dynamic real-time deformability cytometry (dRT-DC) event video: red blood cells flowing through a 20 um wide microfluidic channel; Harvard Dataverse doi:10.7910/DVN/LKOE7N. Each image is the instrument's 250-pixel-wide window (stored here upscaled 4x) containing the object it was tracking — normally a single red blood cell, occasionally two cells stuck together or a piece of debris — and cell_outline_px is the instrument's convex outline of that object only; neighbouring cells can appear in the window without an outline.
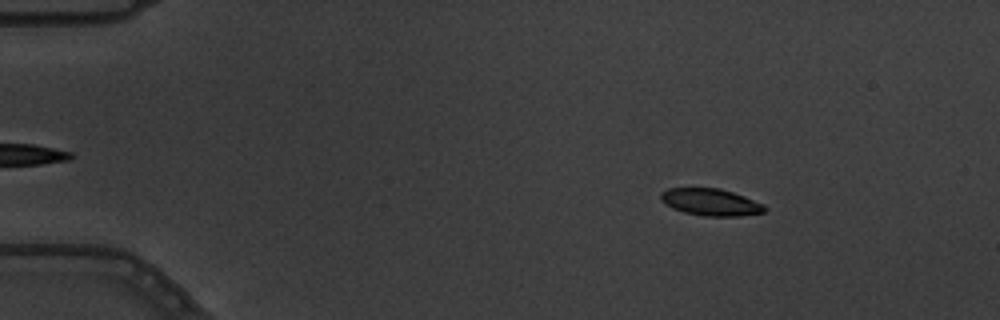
{"species": "common noctule bat (a hibernating species)", "species_latin": "Nyctalus noctula", "temperature_condition": "warm", "stored_images_in_passage": 7, "camera_frame_rate_fps": 3000, "um_per_image_px": 0.085, "animal": {"sex": "male", "body_mass_g": 19.5, "forearm_length_mm": 54.6}, "frame": {"image": 1, "passage_image": 2, "time_ms": 0.333, "image_size_px": [1000, 320], "cell_outline_px": [[768, 208], [764, 212], [740, 216], [704, 216], [684, 212], [672, 208], [664, 204], [660, 200], [660, 192], [668, 188], [720, 188], [744, 196], [764, 204]], "centroid_in_image_um": [60.39, 17.18], "position_along_channel_um": 24.6, "area_um2": 16.47}}
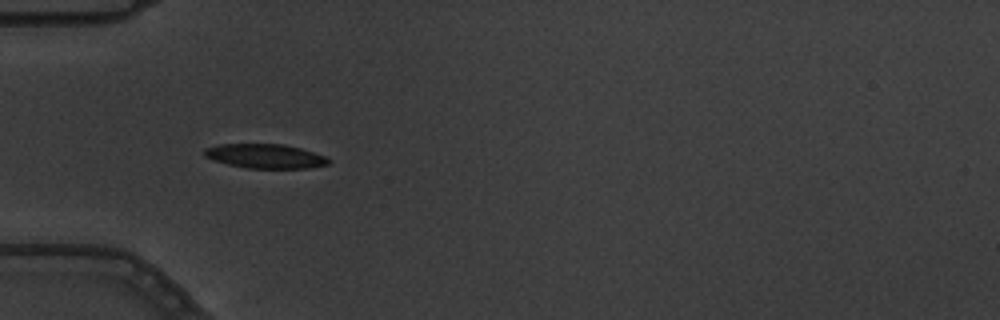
{"frame": {"image": 2, "passage_image": 4, "time_ms": 1.0, "image_size_px": [1000, 320], "cell_outline_px": [[332, 160], [328, 164], [308, 168], [248, 168], [228, 164], [204, 156], [204, 148], [216, 144], [284, 144], [300, 148], [324, 156]], "centroid_in_image_um": [22.54, 13.26], "position_along_channel_um": 62.5, "area_um2": 17.46}}